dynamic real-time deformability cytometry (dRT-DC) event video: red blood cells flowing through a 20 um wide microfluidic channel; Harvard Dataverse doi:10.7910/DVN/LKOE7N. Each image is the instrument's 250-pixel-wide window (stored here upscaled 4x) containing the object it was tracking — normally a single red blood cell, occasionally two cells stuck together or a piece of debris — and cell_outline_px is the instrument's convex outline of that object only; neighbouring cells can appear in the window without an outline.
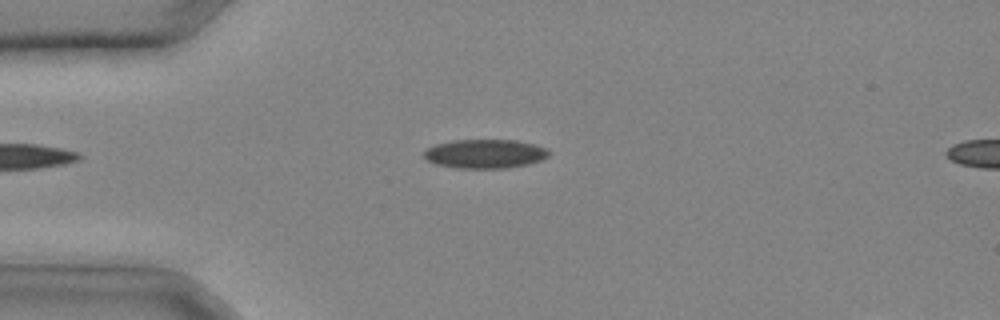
{"species": "common noctule bat (a hibernating species)", "species_latin": "Nyctalus noctula", "temperature_condition": "cold", "stored_images_in_passage": 24, "camera_frame_rate_fps": 3000, "um_per_image_px": 0.085, "animal": {"sex": "male", "body_mass_g": 20.4}, "frame": {"image": 1, "passage_image": 1, "time_ms": 0.0, "image_size_px": [1000, 320], "cell_outline_px": [[552, 152], [548, 156], [540, 160], [528, 164], [508, 168], [456, 168], [436, 164], [428, 160], [424, 156], [424, 152], [428, 148], [436, 144], [452, 140], [516, 140], [536, 144], [548, 148]], "centroid_in_image_um": [41.28, 13.07], "position_along_channel_um": 43.7, "area_um2": 21.21}}
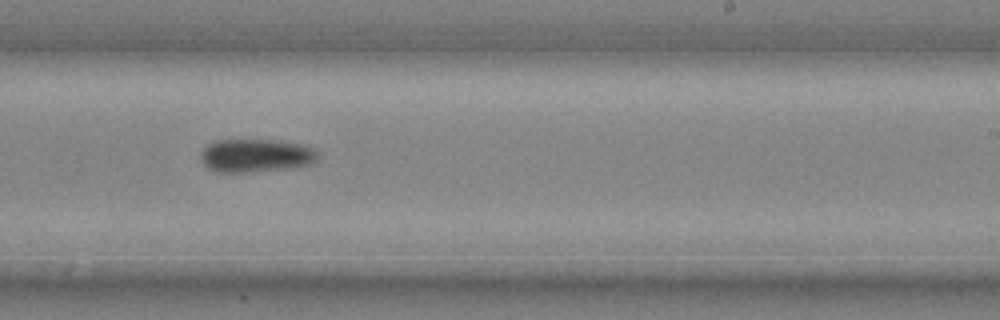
{"frame": {"image": 2, "passage_image": 13, "time_ms": 4.0, "image_size_px": [1000, 320], "cell_outline_px": [[320, 156], [316, 164], [296, 168], [252, 172], [216, 172], [208, 168], [200, 160], [200, 152], [208, 144], [216, 140], [276, 140], [300, 144], [312, 148]], "centroid_in_image_um": [21.79, 13.24], "position_along_channel_um": 267.2, "area_um2": 23.18}}
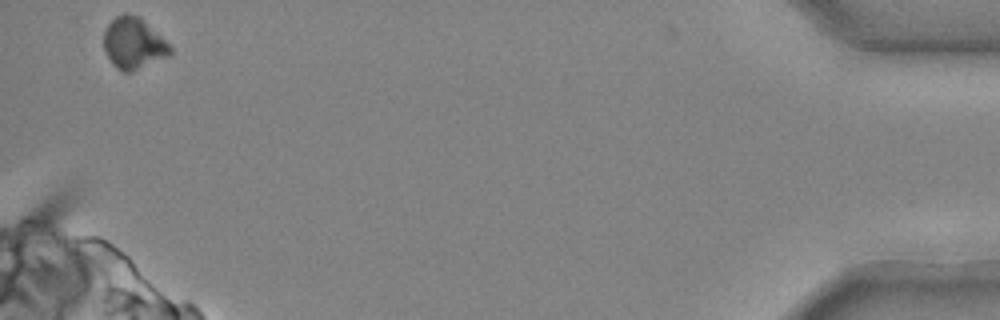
{"frame": {"image": 3, "passage_image": 24, "time_ms": 7.667, "image_size_px": [1000, 320], "cell_outline_px": [[172, 56], [132, 72], [124, 72], [116, 68], [112, 64], [104, 48], [104, 32], [108, 24], [116, 16], [124, 12], [128, 12], [140, 16], [172, 48]], "centroid_in_image_um": [11.37, 3.69], "position_along_channel_um": 423.8, "area_um2": 20.11}}